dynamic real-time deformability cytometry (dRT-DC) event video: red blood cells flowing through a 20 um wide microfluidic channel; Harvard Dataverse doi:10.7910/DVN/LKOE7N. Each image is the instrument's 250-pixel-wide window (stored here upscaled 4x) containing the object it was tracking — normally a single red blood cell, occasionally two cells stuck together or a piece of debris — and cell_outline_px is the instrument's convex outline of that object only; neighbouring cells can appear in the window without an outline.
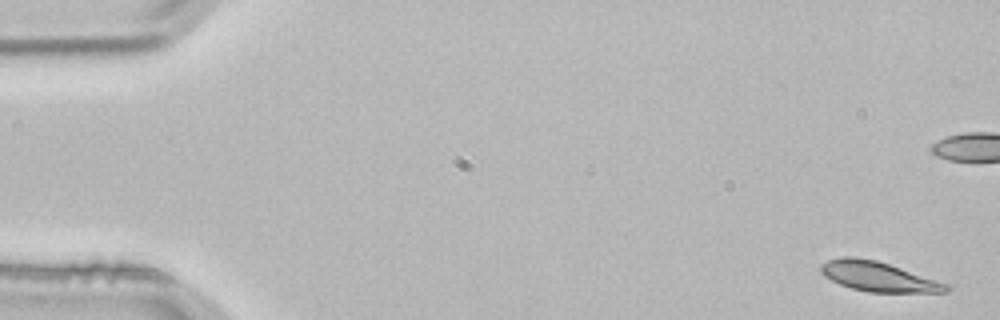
{"species": "common noctule bat (a hibernating species)", "species_latin": "Nyctalus noctula", "temperature_condition": "room temperature", "stored_images_in_passage": 4, "camera_frame_rate_fps": 3000, "um_per_image_px": 0.085, "animal": {"sex": "male", "body_mass_g": 21.5, "forearm_length_mm": 52.0}, "frame": {"image": 1, "passage_image": 1, "time_ms": 0.0, "image_size_px": [1000, 320], "cell_outline_px": [[952, 288], [948, 292], [868, 292], [852, 288], [840, 284], [824, 276], [820, 272], [820, 264], [828, 260], [844, 256], [852, 256], [876, 260], [952, 284]], "centroid_in_image_um": [74.71, 23.51], "position_along_channel_um": 10.3, "area_um2": 21.91}}